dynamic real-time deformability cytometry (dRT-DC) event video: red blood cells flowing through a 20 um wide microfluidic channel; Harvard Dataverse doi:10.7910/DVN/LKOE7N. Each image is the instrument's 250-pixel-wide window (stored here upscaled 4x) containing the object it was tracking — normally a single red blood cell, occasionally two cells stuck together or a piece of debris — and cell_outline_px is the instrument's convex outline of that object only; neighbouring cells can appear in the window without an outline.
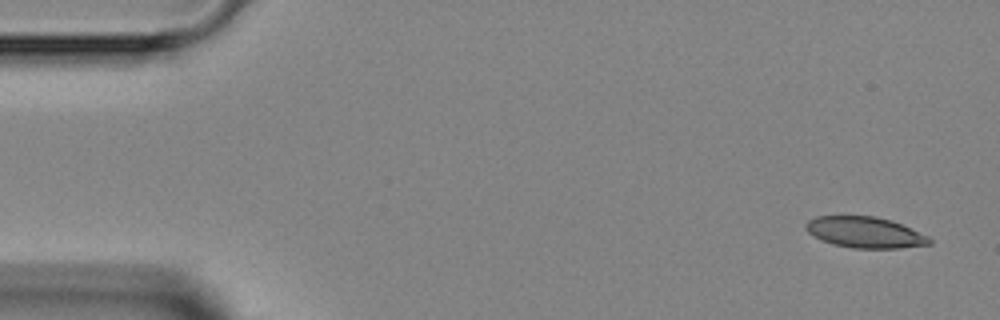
{"species": "Egyptian fruit bat (a non-hibernating species)", "species_latin": "Rousettus aegyptiacus", "temperature_condition": "room temperature", "stored_images_in_passage": 5, "segment_of_instrument_passage": [1, 2], "camera_frame_rate_fps": 3000, "um_per_image_px": 0.085, "animal": {"sex": "female"}, "frame": {"image": 1, "passage_image": 1, "time_ms": 0.0, "image_size_px": [1000, 320], "cell_outline_px": [[932, 244], [900, 248], [852, 248], [832, 244], [820, 240], [808, 232], [804, 224], [808, 220], [816, 216], [876, 216], [892, 220], [928, 236], [932, 240]], "centroid_in_image_um": [73.51, 19.75], "position_along_channel_um": 11.5, "area_um2": 22.43}}
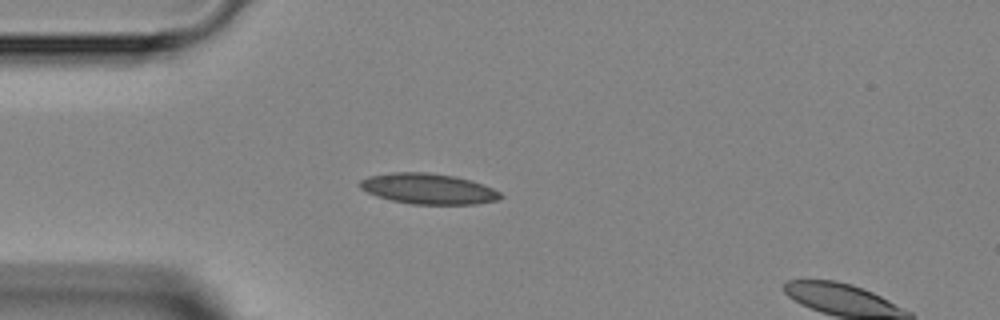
{"frame": {"image": 2, "passage_image": 4, "time_ms": 3.333, "image_size_px": [1000, 320], "cell_outline_px": [[504, 196], [500, 200], [476, 204], [412, 204], [392, 200], [376, 196], [360, 188], [356, 184], [360, 180], [368, 176], [392, 172], [428, 172], [456, 176], [472, 180], [492, 188], [500, 192]], "centroid_in_image_um": [36.41, 16.04], "position_along_channel_um": 48.6, "area_um2": 25.32}}